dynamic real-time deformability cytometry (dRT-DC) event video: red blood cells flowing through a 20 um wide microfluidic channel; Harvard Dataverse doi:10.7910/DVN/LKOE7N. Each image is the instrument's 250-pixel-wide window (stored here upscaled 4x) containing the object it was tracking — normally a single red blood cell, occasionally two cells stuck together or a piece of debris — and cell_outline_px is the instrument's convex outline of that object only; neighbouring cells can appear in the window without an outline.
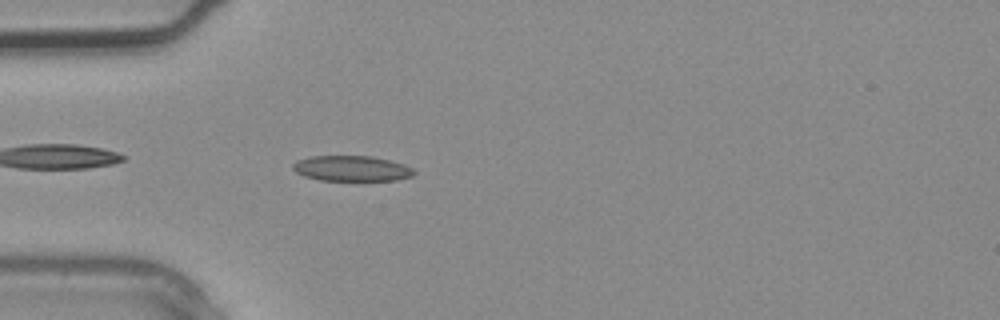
{"species": "common noctule bat (a hibernating species)", "species_latin": "Nyctalus noctula", "temperature_condition": "warm", "stored_images_in_passage": 2, "camera_frame_rate_fps": 3000, "um_per_image_px": 0.085, "animal": {"sex": "male", "body_mass_g": 20.4}, "frame": {"image": 1, "passage_image": 2, "time_ms": 0.333, "image_size_px": [1000, 320], "cell_outline_px": [[416, 172], [412, 176], [396, 180], [320, 180], [304, 176], [296, 172], [292, 168], [292, 164], [296, 160], [312, 156], [372, 156], [404, 164], [412, 168]], "centroid_in_image_um": [29.87, 14.31], "position_along_channel_um": 55.1, "area_um2": 17.92}}